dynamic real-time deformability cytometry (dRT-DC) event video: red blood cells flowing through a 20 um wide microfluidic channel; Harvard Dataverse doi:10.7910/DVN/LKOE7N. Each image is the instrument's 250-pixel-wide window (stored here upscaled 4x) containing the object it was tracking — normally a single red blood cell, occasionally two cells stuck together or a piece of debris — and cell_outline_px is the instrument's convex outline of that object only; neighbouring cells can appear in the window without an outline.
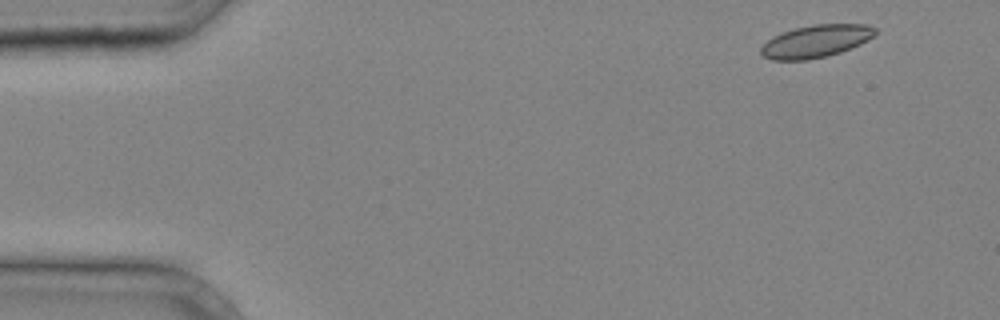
{"species": "common noctule bat (a hibernating species)", "species_latin": "Nyctalus noctula", "temperature_condition": "cold", "stored_images_in_passage": 10, "camera_frame_rate_fps": 3000, "um_per_image_px": 0.085, "animal": {"sex": "male", "body_mass_g": 20.4}, "frame": {"image": 1, "passage_image": 2, "time_ms": 0.333, "image_size_px": [1000, 320], "cell_outline_px": [[876, 32], [868, 40], [860, 44], [840, 52], [828, 56], [808, 60], [772, 60], [764, 56], [760, 52], [760, 48], [772, 36], [780, 32], [812, 24], [864, 24], [876, 28]], "centroid_in_image_um": [69.33, 3.5], "position_along_channel_um": 15.7, "area_um2": 21.68}}